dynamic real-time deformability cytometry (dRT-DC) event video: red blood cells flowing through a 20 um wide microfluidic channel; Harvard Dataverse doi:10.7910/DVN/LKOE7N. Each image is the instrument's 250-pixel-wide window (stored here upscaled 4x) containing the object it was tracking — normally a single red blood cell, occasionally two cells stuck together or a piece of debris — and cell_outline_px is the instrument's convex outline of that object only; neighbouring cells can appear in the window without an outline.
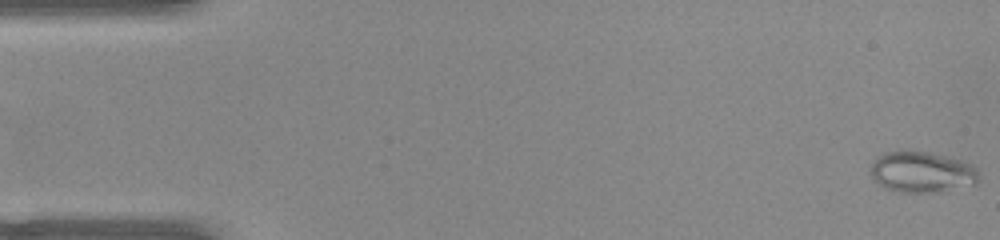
{"species": "common noctule bat (a hibernating species)", "species_latin": "Nyctalus noctula", "temperature_condition": "warm", "stored_images_in_passage": 52, "camera_frame_rate_fps": 3000, "um_per_image_px": 0.085, "animal": {"sex": "female", "body_mass_g": 22.0, "forearm_length_mm": 56.7}, "frame": {"image": 1, "passage_image": 1, "time_ms": 0.0, "image_size_px": [1000, 240], "cell_outline_px": [[980, 180], [976, 184], [936, 192], [896, 192], [884, 188], [872, 180], [868, 172], [872, 160], [884, 152], [904, 148], [932, 152], [964, 160], [972, 164], [976, 168], [980, 176]], "centroid_in_image_um": [78.31, 14.58], "position_along_channel_um": 6.7, "area_um2": 27.05}}
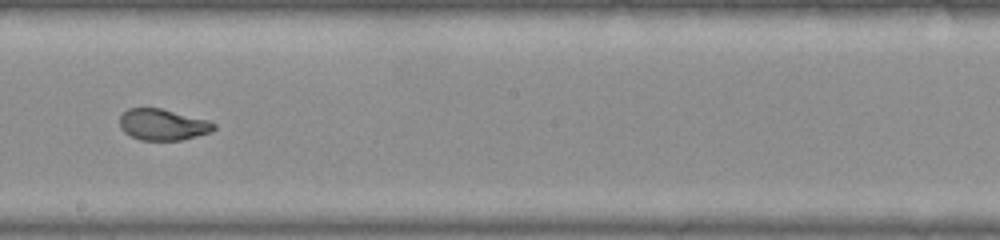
{"frame": {"image": 2, "passage_image": 29, "time_ms": 9.333, "image_size_px": [1000, 240], "cell_outline_px": [[216, 128], [212, 132], [180, 140], [140, 140], [124, 132], [120, 128], [120, 116], [128, 108], [160, 108], [208, 120], [216, 124]], "centroid_in_image_um": [13.84, 10.59], "position_along_channel_um": 234.4, "area_um2": 17.11}}
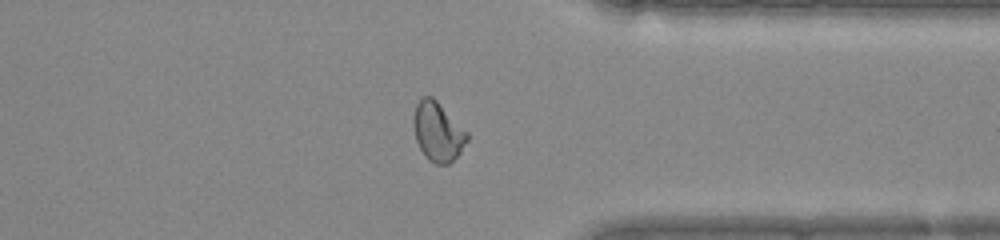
{"frame": {"image": 3, "passage_image": 40, "time_ms": 13.0, "image_size_px": [1000, 240], "cell_outline_px": [[468, 140], [460, 152], [448, 164], [436, 164], [428, 160], [424, 156], [416, 140], [412, 120], [416, 104], [424, 96], [432, 96], [468, 132]], "centroid_in_image_um": [37.2, 11.2], "position_along_channel_um": 374.2, "area_um2": 18.38}, "authors_computed_cell_mechanics": {"area_um2": 19.652, "velocity_mm_per_s": 3.9585, "shape_relaxation_time_tau1_ms": 6.6726, "shape_relaxation_time_tau2_ms": 0.7773, "deformation_change_tau1": 0.208, "deformation_change_tau2": 0.0612}}